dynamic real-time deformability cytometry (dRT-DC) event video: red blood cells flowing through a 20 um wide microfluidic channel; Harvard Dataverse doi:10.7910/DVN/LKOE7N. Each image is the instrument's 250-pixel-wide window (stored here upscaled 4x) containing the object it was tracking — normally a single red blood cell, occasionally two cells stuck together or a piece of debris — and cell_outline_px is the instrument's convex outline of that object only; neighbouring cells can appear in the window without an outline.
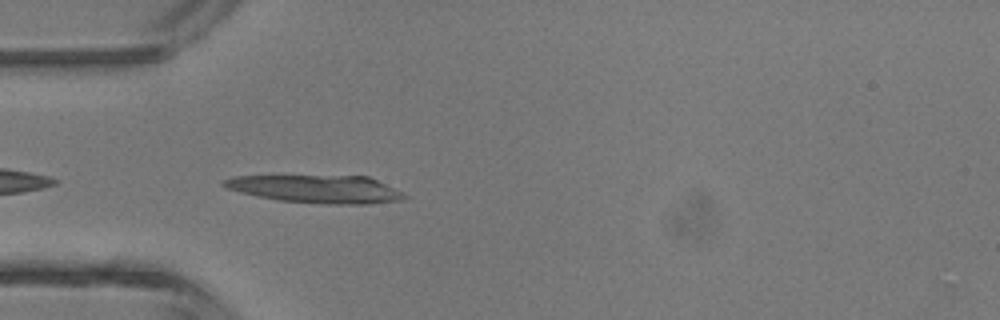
{"species": "common noctule bat (a hibernating species)", "species_latin": "Nyctalus noctula", "temperature_condition": "room temperature", "stored_images_in_passage": 27, "camera_frame_rate_fps": 3000, "um_per_image_px": 0.085, "animal": {"sex": "male", "body_mass_g": 13.3}, "frame": {"image": 1, "passage_image": 2, "time_ms": 0.333, "image_size_px": [1000, 320], "cell_outline_px": [[408, 196], [404, 200], [368, 204], [320, 204], [276, 200], [256, 196], [240, 192], [228, 188], [220, 184], [220, 180], [232, 176], [368, 176], [404, 192]], "centroid_in_image_um": [26.9, 16.07], "position_along_channel_um": 58.1, "area_um2": 29.65}}
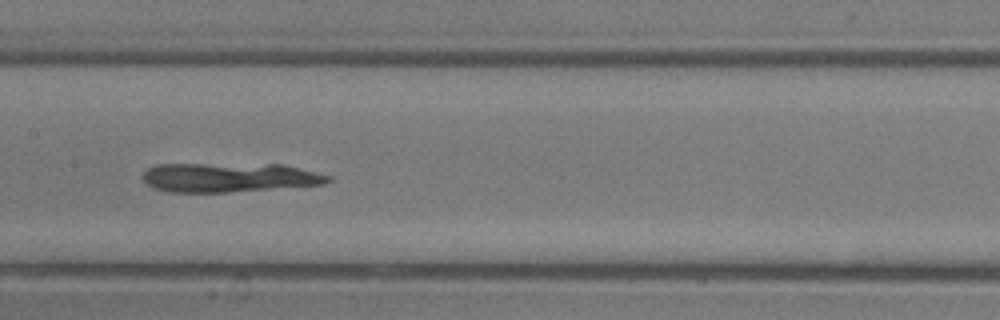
{"frame": {"image": 2, "passage_image": 11, "time_ms": 3.333, "image_size_px": [1000, 320], "cell_outline_px": [[332, 180], [324, 184], [228, 192], [168, 192], [152, 188], [144, 180], [144, 172], [148, 168], [156, 164], [284, 164], [332, 176]], "centroid_in_image_um": [19.48, 15.08], "position_along_channel_um": 187.9, "area_um2": 31.62}}
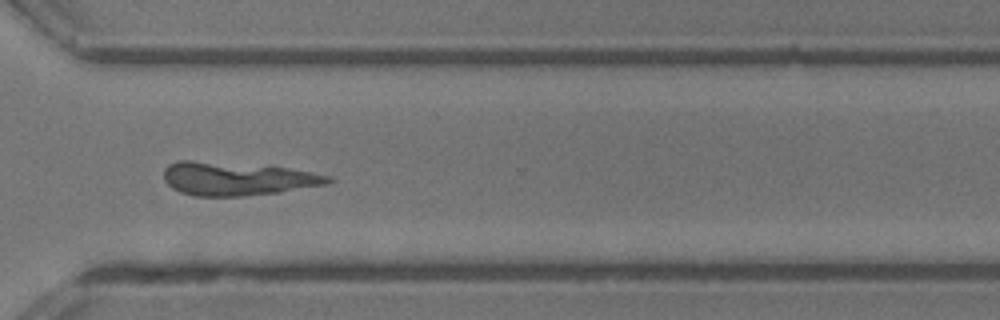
{"frame": {"image": 3, "passage_image": 22, "time_ms": 7.0, "image_size_px": [1000, 320], "cell_outline_px": [[336, 180], [328, 184], [280, 192], [244, 196], [196, 196], [180, 192], [172, 188], [164, 180], [164, 168], [168, 164], [176, 160], [192, 160], [268, 164], [332, 176]], "centroid_in_image_um": [20.18, 15.16], "position_along_channel_um": 350.4, "area_um2": 32.83}}